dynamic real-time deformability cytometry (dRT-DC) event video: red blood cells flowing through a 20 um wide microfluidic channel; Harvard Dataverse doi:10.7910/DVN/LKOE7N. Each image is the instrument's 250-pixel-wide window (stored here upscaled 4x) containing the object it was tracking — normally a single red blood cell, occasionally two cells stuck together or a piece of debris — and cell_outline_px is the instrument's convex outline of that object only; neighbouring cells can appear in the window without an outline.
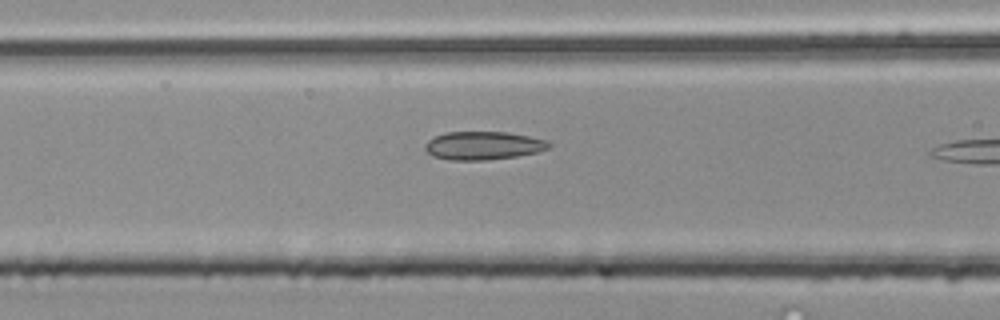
{"species": "common noctule bat (a hibernating species)", "species_latin": "Nyctalus noctula", "temperature_condition": "room temperature", "stored_images_in_passage": 8, "camera_frame_rate_fps": 3000, "um_per_image_px": 0.085, "animal": {"sex": "male", "body_mass_g": 20.4}, "frame": {"image": 1, "passage_image": 7, "time_ms": 2.0, "image_size_px": [1000, 320], "cell_outline_px": [[552, 144], [548, 148], [536, 152], [516, 156], [488, 160], [448, 160], [432, 156], [424, 148], [424, 144], [428, 140], [436, 136], [448, 132], [508, 132], [528, 136], [544, 140]], "centroid_in_image_um": [41.03, 12.38], "position_along_channel_um": 125.6, "area_um2": 20.29}}